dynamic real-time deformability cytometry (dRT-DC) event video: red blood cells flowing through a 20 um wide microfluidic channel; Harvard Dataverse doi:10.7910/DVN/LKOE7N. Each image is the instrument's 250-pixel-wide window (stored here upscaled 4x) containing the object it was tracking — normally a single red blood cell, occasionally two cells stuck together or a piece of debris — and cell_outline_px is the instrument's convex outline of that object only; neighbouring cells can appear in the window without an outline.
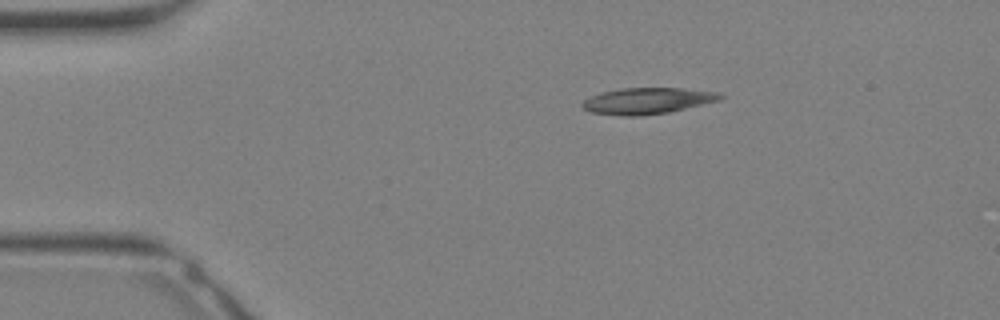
{"species": "Egyptian fruit bat (a non-hibernating species)", "species_latin": "Rousettus aegyptiacus", "temperature_condition": "warm", "stored_images_in_passage": 7, "camera_frame_rate_fps": 3000, "um_per_image_px": 0.085, "animal": {"sex": "female"}, "frame": {"image": 1, "passage_image": 1, "time_ms": 0.0, "image_size_px": [1000, 320], "cell_outline_px": [[724, 96], [720, 100], [668, 112], [640, 116], [624, 116], [592, 112], [584, 108], [580, 104], [584, 100], [592, 96], [604, 92], [620, 88], [684, 88], [720, 92]], "centroid_in_image_um": [55.06, 8.56], "position_along_channel_um": 29.9, "area_um2": 20.92}}
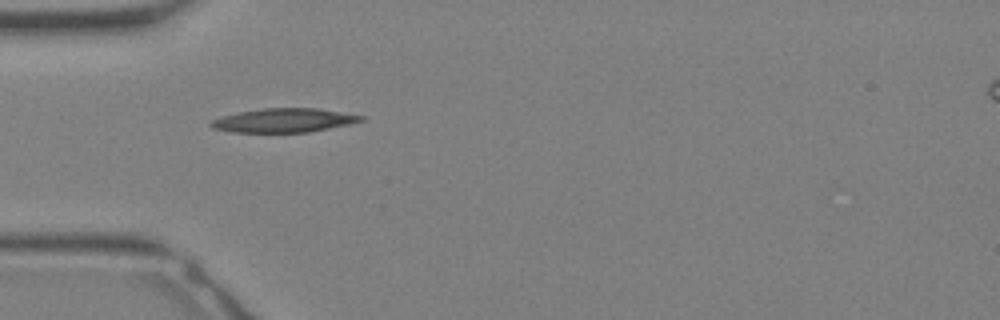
{"frame": {"image": 2, "passage_image": 5, "time_ms": 1.333, "image_size_px": [1000, 320], "cell_outline_px": [[364, 120], [348, 124], [308, 132], [232, 132], [212, 128], [208, 124], [212, 120], [224, 116], [240, 112], [264, 108], [320, 108], [364, 116]], "centroid_in_image_um": [24.13, 10.23], "position_along_channel_um": 60.9, "area_um2": 20.69}}
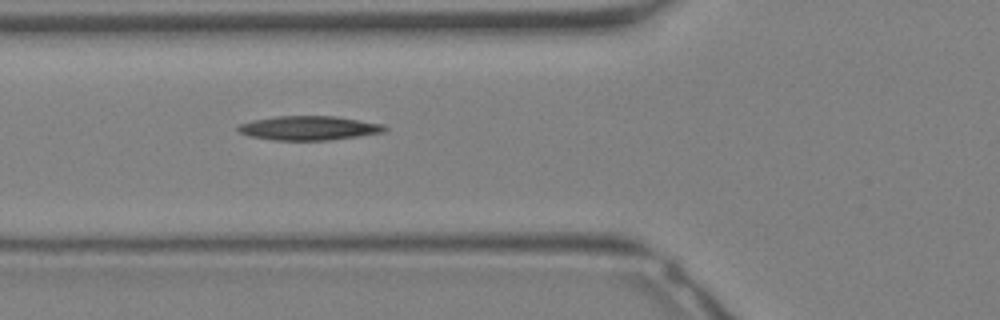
{"frame": {"image": 3, "passage_image": 7, "time_ms": 2.0, "image_size_px": [1000, 320], "cell_outline_px": [[388, 128], [384, 132], [360, 136], [328, 140], [272, 140], [248, 136], [240, 132], [236, 128], [240, 124], [252, 120], [276, 116], [336, 116], [384, 124]], "centroid_in_image_um": [26.26, 10.88], "position_along_channel_um": 99.5, "area_um2": 20.75}}